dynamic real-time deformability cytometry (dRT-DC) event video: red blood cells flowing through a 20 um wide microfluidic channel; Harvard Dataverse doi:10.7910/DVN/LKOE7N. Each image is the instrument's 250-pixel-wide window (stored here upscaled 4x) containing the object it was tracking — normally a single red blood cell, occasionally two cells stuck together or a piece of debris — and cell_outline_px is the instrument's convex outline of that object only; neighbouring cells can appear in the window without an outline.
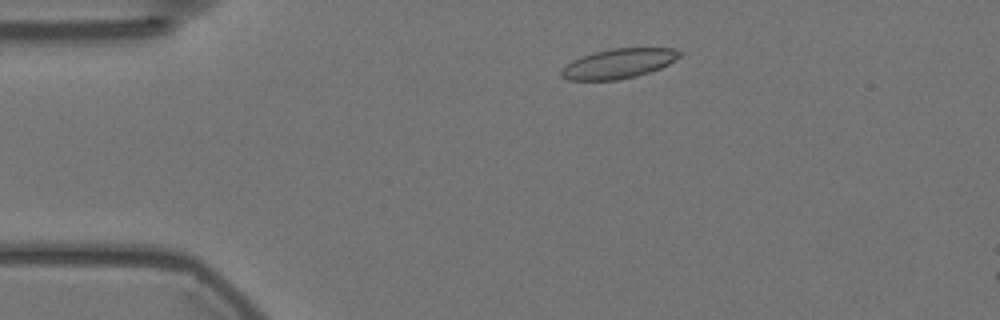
{"species": "Egyptian fruit bat (a non-hibernating species)", "species_latin": "Rousettus aegyptiacus", "temperature_condition": "warm", "stored_images_in_passage": 9, "camera_frame_rate_fps": 3000, "um_per_image_px": 0.085, "animal": {"sex": "female"}, "frame": {"image": 1, "passage_image": 7, "time_ms": 2.0, "image_size_px": [1000, 320], "cell_outline_px": [[680, 56], [668, 64], [660, 68], [636, 76], [616, 80], [568, 80], [560, 76], [560, 72], [572, 60], [580, 56], [612, 48], [676, 48], [680, 52]], "centroid_in_image_um": [52.56, 5.4], "position_along_channel_um": 32.4, "area_um2": 20.29}}